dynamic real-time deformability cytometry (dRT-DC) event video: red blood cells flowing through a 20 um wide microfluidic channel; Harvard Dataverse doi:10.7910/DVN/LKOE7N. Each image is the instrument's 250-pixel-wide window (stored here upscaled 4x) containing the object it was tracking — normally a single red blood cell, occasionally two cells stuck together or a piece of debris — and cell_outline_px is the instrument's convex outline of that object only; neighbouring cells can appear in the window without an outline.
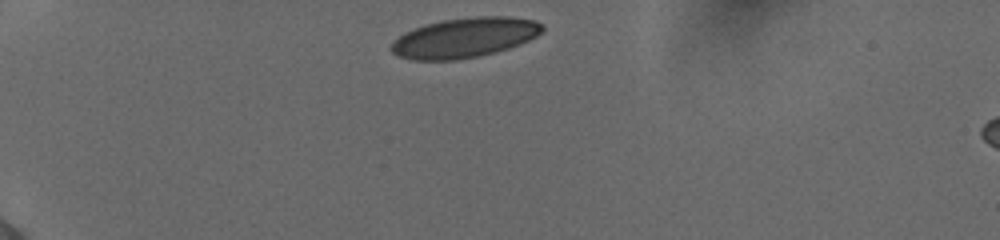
{"species": "human", "species_latin": "Homo sapiens", "temperature_condition": "cold", "stored_images_in_passage": 4, "camera_frame_rate_fps": 3000, "um_per_image_px": 0.085, "donor": {"sex": "female"}, "frame": {"image": 1, "passage_image": 1, "time_ms": 0.0, "image_size_px": [1000, 240], "cell_outline_px": [[544, 32], [520, 44], [496, 52], [456, 60], [412, 60], [400, 56], [392, 52], [392, 44], [404, 32], [428, 24], [444, 20], [476, 16], [508, 16], [536, 20], [544, 24]], "centroid_in_image_um": [39.56, 3.19], "position_along_channel_um": 45.4, "area_um2": 34.85}}
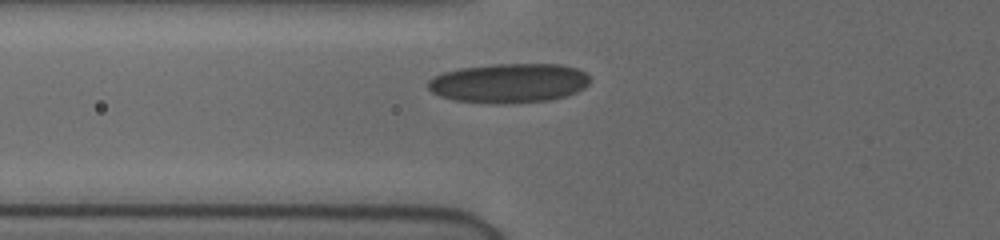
{"frame": {"image": 2, "passage_image": 4, "time_ms": 1.0, "image_size_px": [1000, 240], "cell_outline_px": [[588, 84], [584, 88], [576, 92], [564, 96], [548, 100], [500, 104], [492, 104], [452, 100], [440, 96], [432, 92], [428, 88], [428, 80], [444, 72], [460, 68], [492, 64], [560, 64], [576, 68], [584, 72], [588, 76]], "centroid_in_image_um": [43.23, 7.06], "position_along_channel_um": 82.6, "area_um2": 37.17}}